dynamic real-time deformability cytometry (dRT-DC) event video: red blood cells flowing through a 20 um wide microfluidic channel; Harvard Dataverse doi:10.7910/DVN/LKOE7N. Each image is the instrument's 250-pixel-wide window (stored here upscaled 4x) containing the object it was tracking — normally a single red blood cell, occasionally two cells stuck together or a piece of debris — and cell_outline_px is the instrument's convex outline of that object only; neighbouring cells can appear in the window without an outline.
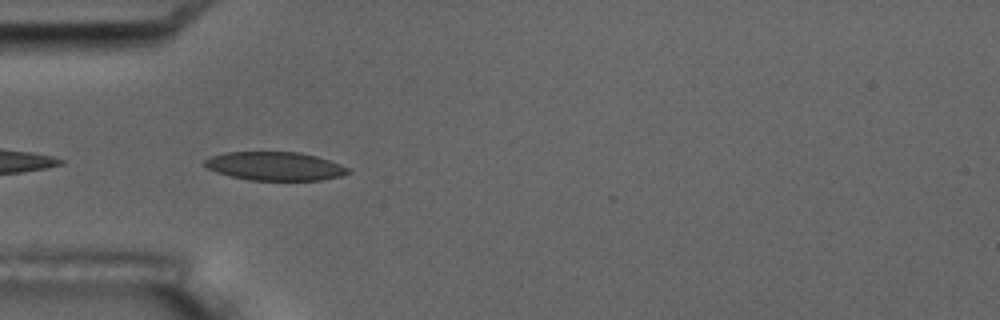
{"species": "common noctule bat (a hibernating species)", "species_latin": "Nyctalus noctula", "temperature_condition": "room temperature", "stored_images_in_passage": 12, "camera_frame_rate_fps": 3000, "um_per_image_px": 0.085, "animal": {"sex": "male", "body_mass_g": 17.5, "forearm_length_mm": 52.3}, "frame": {"image": 1, "passage_image": 4, "time_ms": 4.333, "image_size_px": [1000, 320], "cell_outline_px": [[352, 172], [340, 176], [320, 180], [248, 180], [216, 172], [200, 164], [208, 156], [224, 152], [300, 152], [316, 156], [352, 168]], "centroid_in_image_um": [23.35, 14.12], "position_along_channel_um": 61.7, "area_um2": 24.1}}
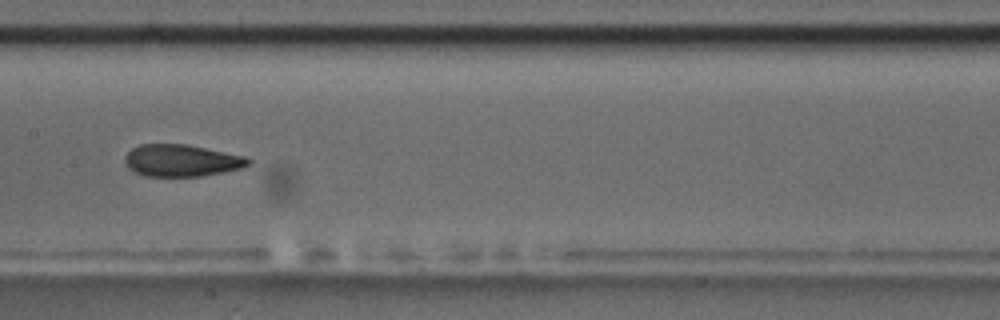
{"frame": {"image": 2, "passage_image": 7, "time_ms": 8.0, "image_size_px": [1000, 320], "cell_outline_px": [[252, 160], [244, 168], [200, 176], [144, 176], [128, 168], [124, 160], [124, 156], [132, 148], [140, 144], [188, 144], [244, 156]], "centroid_in_image_um": [15.42, 13.64], "position_along_channel_um": 192.0, "area_um2": 23.0}, "authors_computed_cell_mechanics": {"area_um2": 24.0448, "velocity_mm_per_s": 3.6138, "shape_relaxation_time_tau1_ms": null, "shape_relaxation_time_tau2_ms": 0.9876, "deformation_change_tau1": null, "deformation_change_tau2": 0.0495}}